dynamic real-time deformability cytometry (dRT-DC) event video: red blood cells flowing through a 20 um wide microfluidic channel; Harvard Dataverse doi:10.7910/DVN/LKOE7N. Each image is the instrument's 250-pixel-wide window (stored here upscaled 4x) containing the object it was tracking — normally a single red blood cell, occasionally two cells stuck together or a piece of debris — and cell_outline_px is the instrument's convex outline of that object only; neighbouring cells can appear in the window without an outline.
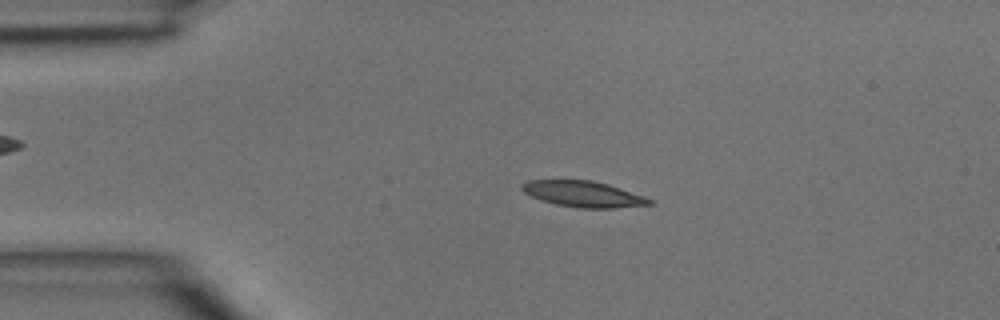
{"species": "common noctule bat (a hibernating species)", "species_latin": "Nyctalus noctula", "temperature_condition": "room temperature", "stored_images_in_passage": 3, "camera_frame_rate_fps": 3000, "um_per_image_px": 0.085, "animal": {"sex": "male", "body_mass_g": 15.6}, "frame": {"image": 1, "passage_image": 1, "time_ms": 0.0, "image_size_px": [1000, 320], "cell_outline_px": [[652, 204], [612, 208], [580, 208], [556, 204], [540, 200], [524, 192], [520, 188], [520, 184], [528, 180], [592, 180], [608, 184], [644, 196], [652, 200]], "centroid_in_image_um": [49.54, 16.48], "position_along_channel_um": 35.5, "area_um2": 19.19}}